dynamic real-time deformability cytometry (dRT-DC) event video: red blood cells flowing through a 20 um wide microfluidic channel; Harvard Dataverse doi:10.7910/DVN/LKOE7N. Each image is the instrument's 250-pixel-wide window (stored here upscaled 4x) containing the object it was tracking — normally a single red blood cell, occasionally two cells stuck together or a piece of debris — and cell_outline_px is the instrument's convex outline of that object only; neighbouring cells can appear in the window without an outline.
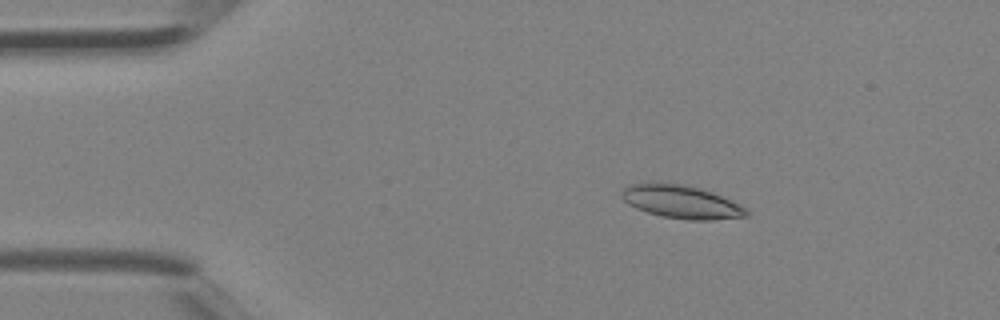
{"species": "Egyptian fruit bat (a non-hibernating species)", "species_latin": "Rousettus aegyptiacus", "temperature_condition": "room temperature", "stored_images_in_passage": 3, "camera_frame_rate_fps": 3000, "um_per_image_px": 0.085, "animal": {"sex": "female"}, "frame": {"image": 1, "passage_image": 2, "time_ms": 0.333, "image_size_px": [1000, 320], "cell_outline_px": [[748, 216], [712, 220], [688, 220], [664, 216], [648, 212], [636, 208], [628, 204], [620, 196], [620, 192], [628, 184], [648, 180], [684, 184], [700, 188], [712, 192], [740, 204], [748, 212]], "centroid_in_image_um": [57.84, 17.11], "position_along_channel_um": 27.2, "area_um2": 24.51}}